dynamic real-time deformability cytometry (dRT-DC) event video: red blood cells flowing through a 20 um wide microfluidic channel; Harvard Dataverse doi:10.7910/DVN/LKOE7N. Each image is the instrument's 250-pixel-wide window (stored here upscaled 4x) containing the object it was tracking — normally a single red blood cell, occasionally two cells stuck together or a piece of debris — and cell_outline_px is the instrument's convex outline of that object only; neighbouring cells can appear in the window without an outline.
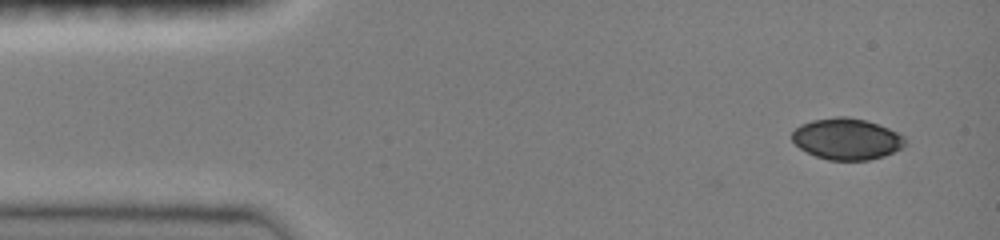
{"species": "common noctule bat (a hibernating species)", "species_latin": "Nyctalus noctula", "temperature_condition": "room temperature", "stored_images_in_passage": 44, "camera_frame_rate_fps": 3000, "um_per_image_px": 0.085, "animal": {"sex": "female", "body_mass_g": 19.0, "forearm_length_mm": 51.5}, "frame": {"image": 1, "passage_image": 1, "time_ms": 0.0, "image_size_px": [1000, 240], "cell_outline_px": [[908, 144], [884, 156], [868, 160], [828, 160], [816, 156], [800, 148], [792, 140], [792, 132], [800, 124], [812, 120], [836, 116], [848, 116], [864, 120], [888, 128], [904, 136]], "centroid_in_image_um": [71.97, 11.8], "position_along_channel_um": 13.0, "area_um2": 27.17}}
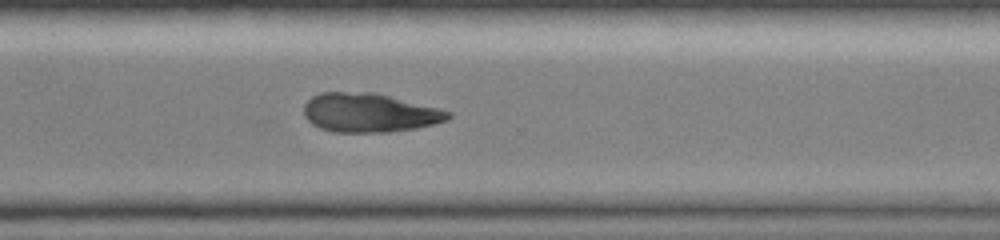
{"frame": {"image": 2, "passage_image": 32, "time_ms": 10.333, "image_size_px": [1000, 240], "cell_outline_px": [[452, 116], [448, 120], [416, 128], [388, 132], [332, 132], [320, 128], [312, 124], [304, 116], [304, 104], [312, 96], [320, 92], [372, 92], [452, 112]], "centroid_in_image_um": [31.35, 9.59], "position_along_channel_um": 339.3, "area_um2": 32.54}}
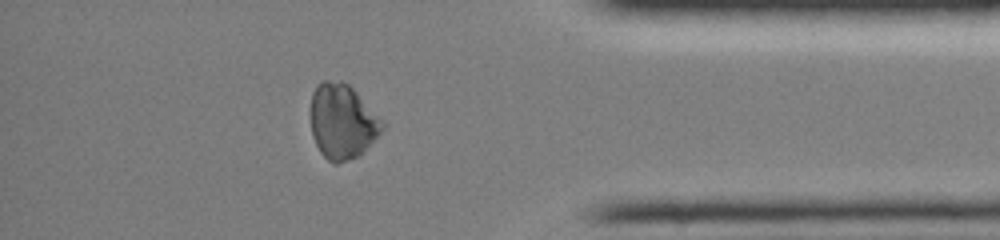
{"frame": {"image": 3, "passage_image": 38, "time_ms": 12.333, "image_size_px": [1000, 240], "cell_outline_px": [[384, 128], [360, 156], [336, 164], [332, 164], [320, 152], [312, 136], [312, 92], [316, 84], [320, 80], [340, 80], [348, 84], [384, 120]], "centroid_in_image_um": [29.11, 10.32], "position_along_channel_um": 406.1, "area_um2": 31.39}}